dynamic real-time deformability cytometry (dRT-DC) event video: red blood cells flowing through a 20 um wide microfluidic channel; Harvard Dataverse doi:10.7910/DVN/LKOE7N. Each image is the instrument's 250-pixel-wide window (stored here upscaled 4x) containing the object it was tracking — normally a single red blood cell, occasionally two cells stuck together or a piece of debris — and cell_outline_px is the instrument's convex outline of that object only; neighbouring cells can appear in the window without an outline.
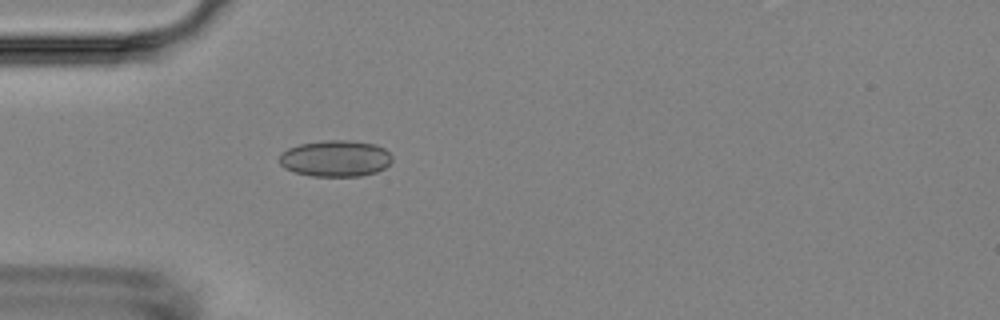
{"species": "Egyptian fruit bat (a non-hibernating species)", "species_latin": "Rousettus aegyptiacus", "temperature_condition": "room temperature", "stored_images_in_passage": 1, "camera_frame_rate_fps": 3000, "um_per_image_px": 0.085, "animal": {"sex": "female"}, "frame": {"image": 1, "passage_image": 1, "time_ms": 0.0, "image_size_px": [1000, 320], "cell_outline_px": [[392, 160], [384, 168], [376, 172], [360, 176], [312, 176], [296, 172], [284, 168], [280, 164], [280, 152], [288, 148], [300, 144], [324, 140], [344, 140], [376, 144], [384, 148], [392, 156]], "centroid_in_image_um": [28.51, 13.46], "position_along_channel_um": 56.5, "area_um2": 23.87}}